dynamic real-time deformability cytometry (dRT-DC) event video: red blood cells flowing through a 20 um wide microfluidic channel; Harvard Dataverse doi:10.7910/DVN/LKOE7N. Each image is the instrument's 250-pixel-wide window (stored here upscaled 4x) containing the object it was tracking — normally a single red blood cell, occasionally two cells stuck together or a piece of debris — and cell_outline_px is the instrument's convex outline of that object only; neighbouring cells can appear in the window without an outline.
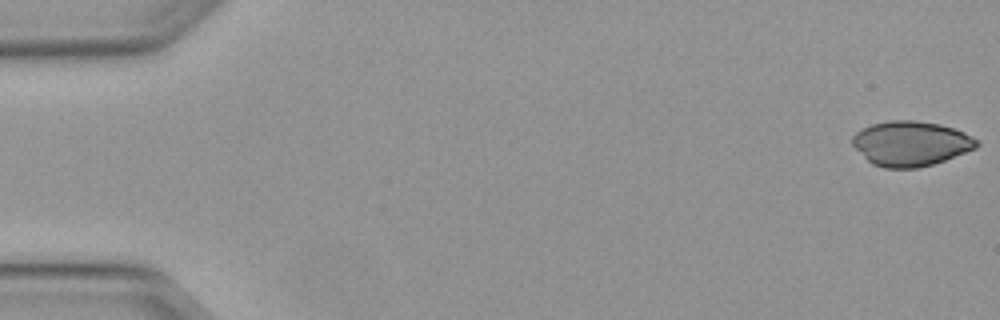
{"species": "Egyptian fruit bat (a non-hibernating species)", "species_latin": "Rousettus aegyptiacus", "temperature_condition": "warm", "stored_images_in_passage": 49, "camera_frame_rate_fps": 3000, "um_per_image_px": 0.085, "animal": {"sex": "female"}, "frame": {"image": 1, "passage_image": 1, "time_ms": 0.0, "image_size_px": [1000, 320], "cell_outline_px": [[980, 144], [976, 148], [944, 160], [932, 164], [916, 168], [884, 168], [872, 164], [852, 144], [852, 136], [856, 132], [872, 124], [892, 120], [912, 120], [940, 124], [964, 132], [972, 136]], "centroid_in_image_um": [77.42, 12.2], "position_along_channel_um": 7.6, "area_um2": 32.19}}
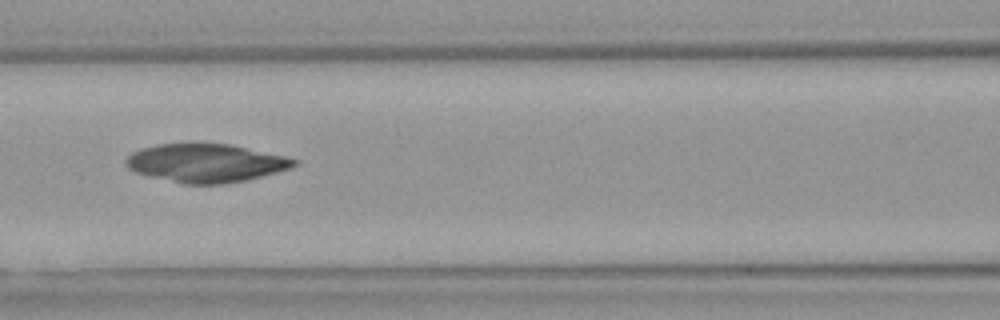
{"frame": {"image": 2, "passage_image": 22, "time_ms": 7.0, "image_size_px": [1000, 320], "cell_outline_px": [[300, 164], [292, 168], [244, 180], [224, 184], [184, 184], [136, 172], [128, 168], [124, 164], [124, 160], [132, 152], [140, 148], [156, 144], [228, 144], [284, 156], [300, 160]], "centroid_in_image_um": [17.5, 13.86], "position_along_channel_um": 149.1, "area_um2": 37.34}}
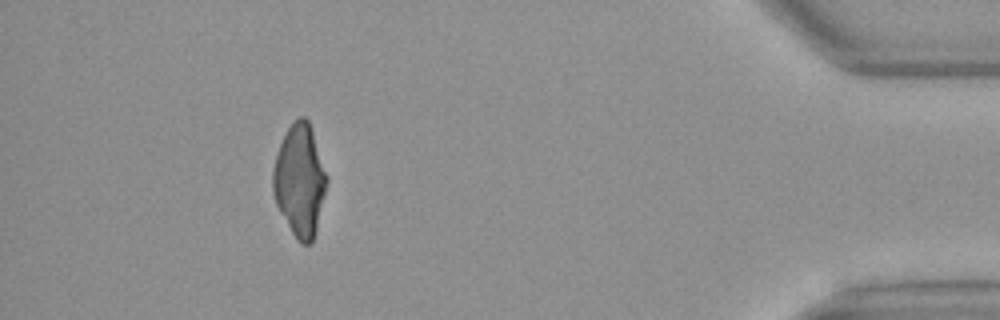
{"frame": {"image": 3, "passage_image": 45, "time_ms": 14.667, "image_size_px": [1000, 320], "cell_outline_px": [[328, 180], [316, 232], [312, 240], [308, 244], [300, 244], [292, 232], [280, 212], [276, 204], [272, 192], [272, 168], [276, 152], [292, 120], [300, 116], [304, 116], [308, 120], [312, 128], [328, 176]], "centroid_in_image_um": [25.47, 15.3], "position_along_channel_um": 409.7, "area_um2": 35.43}}